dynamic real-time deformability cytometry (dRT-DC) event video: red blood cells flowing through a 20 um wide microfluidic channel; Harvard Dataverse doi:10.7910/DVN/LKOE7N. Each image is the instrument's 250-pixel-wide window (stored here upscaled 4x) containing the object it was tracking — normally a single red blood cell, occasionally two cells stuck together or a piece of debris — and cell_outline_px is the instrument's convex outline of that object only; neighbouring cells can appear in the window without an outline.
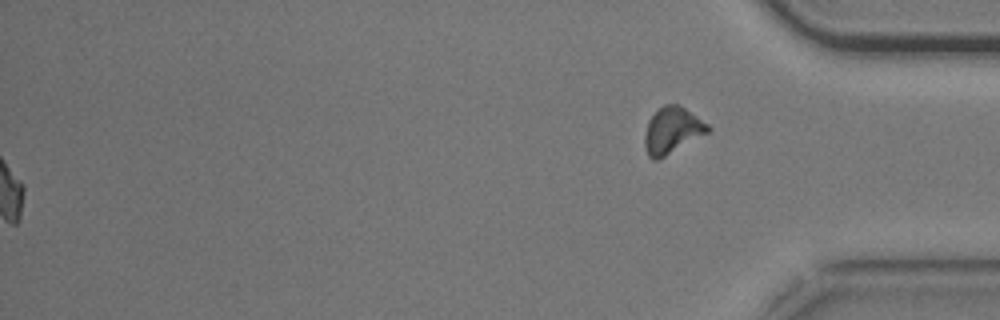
{"species": "common noctule bat (a hibernating species)", "species_latin": "Nyctalus noctula", "temperature_condition": "cold", "stored_images_in_passage": 56, "segment_of_instrument_passage": [2, 2], "camera_frame_rate_fps": 3000, "um_per_image_px": 0.085, "animal": {"sex": "male", "body_mass_g": 20.5, "forearm_length_mm": 52.5}, "frame": {"image": 1, "passage_image": 56, "time_ms": 18.333, "image_size_px": [1000, 320], "cell_outline_px": [[712, 128], [708, 132], [660, 160], [652, 160], [648, 156], [644, 148], [644, 136], [648, 120], [664, 104], [680, 104], [708, 124]], "centroid_in_image_um": [57.12, 11.11], "position_along_channel_um": 378.1, "area_um2": 17.22}}